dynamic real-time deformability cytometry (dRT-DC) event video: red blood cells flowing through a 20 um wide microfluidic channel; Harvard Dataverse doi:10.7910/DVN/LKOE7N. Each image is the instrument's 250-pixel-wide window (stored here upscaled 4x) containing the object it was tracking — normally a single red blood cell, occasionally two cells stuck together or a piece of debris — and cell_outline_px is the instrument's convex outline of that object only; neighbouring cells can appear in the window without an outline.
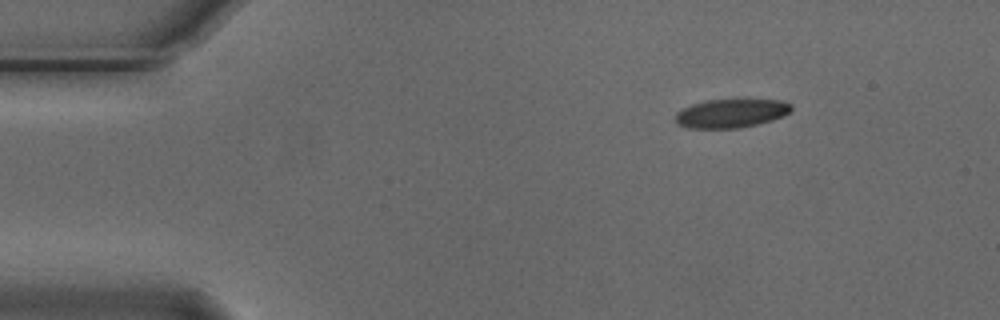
{"species": "Egyptian fruit bat (a non-hibernating species)", "species_latin": "Rousettus aegyptiacus", "temperature_condition": "cold", "stored_images_in_passage": 3, "camera_frame_rate_fps": 3000, "um_per_image_px": 0.085, "animal": {"sex": "male"}, "frame": {"image": 1, "passage_image": 1, "time_ms": 0.0, "image_size_px": [1000, 320], "cell_outline_px": [[792, 112], [784, 116], [772, 120], [740, 128], [688, 128], [676, 124], [676, 112], [692, 104], [704, 100], [784, 100], [792, 104]], "centroid_in_image_um": [62.17, 9.63], "position_along_channel_um": 22.8, "area_um2": 19.48}}